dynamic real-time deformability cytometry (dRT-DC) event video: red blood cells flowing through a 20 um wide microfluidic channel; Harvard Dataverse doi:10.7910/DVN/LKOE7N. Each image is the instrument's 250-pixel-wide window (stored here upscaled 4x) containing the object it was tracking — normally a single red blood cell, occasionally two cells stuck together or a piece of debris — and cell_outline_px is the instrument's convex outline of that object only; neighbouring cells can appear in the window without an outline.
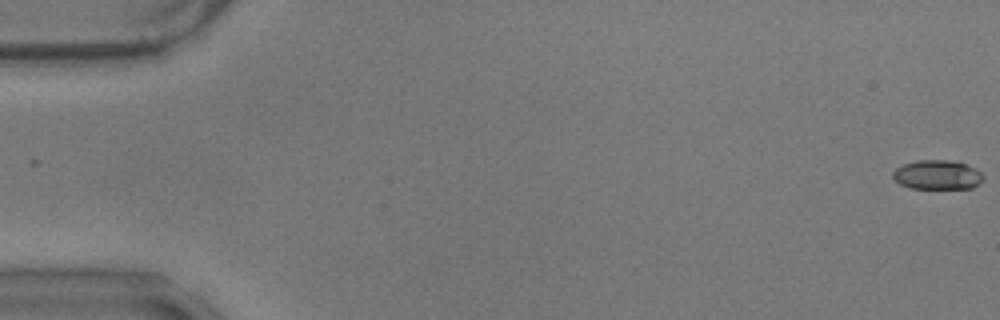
{"species": "common noctule bat (a hibernating species)", "species_latin": "Nyctalus noctula", "temperature_condition": "warm", "stored_images_in_passage": 59, "camera_frame_rate_fps": 3000, "um_per_image_px": 0.085, "animal": {"sex": "male", "body_mass_g": 17.9}, "frame": {"image": 1, "passage_image": 1, "time_ms": 0.0, "image_size_px": [1000, 320], "cell_outline_px": [[984, 176], [972, 188], [908, 188], [900, 184], [892, 176], [892, 172], [896, 168], [904, 164], [916, 160], [948, 160], [964, 164], [976, 168]], "centroid_in_image_um": [79.63, 14.85], "position_along_channel_um": 5.4, "area_um2": 15.26}}
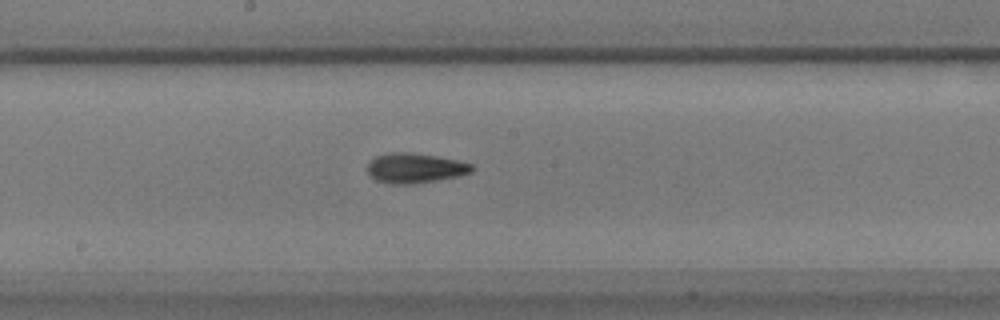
{"frame": {"image": 2, "passage_image": 32, "time_ms": 10.333, "image_size_px": [1000, 320], "cell_outline_px": [[476, 168], [472, 172], [456, 176], [436, 180], [412, 184], [392, 184], [376, 180], [368, 172], [368, 160], [376, 156], [388, 152], [408, 152], [436, 156], [456, 160], [472, 164]], "centroid_in_image_um": [35.26, 14.28], "position_along_channel_um": 212.9, "area_um2": 18.15}}
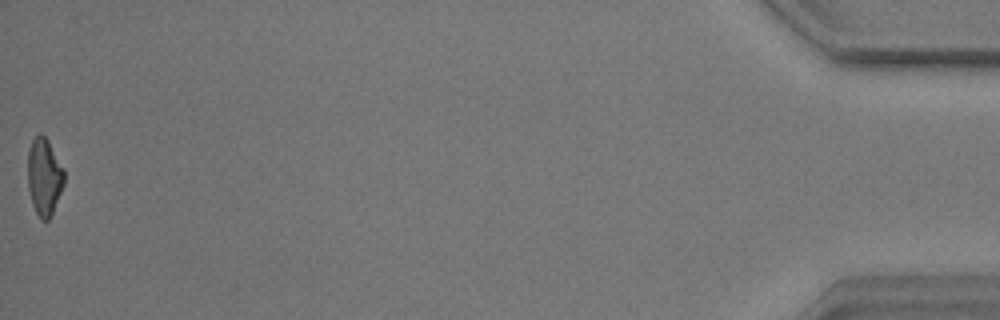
{"frame": {"image": 3, "passage_image": 59, "time_ms": 19.333, "image_size_px": [1000, 320], "cell_outline_px": [[64, 184], [52, 212], [48, 220], [40, 220], [32, 204], [28, 188], [28, 152], [32, 140], [40, 132], [48, 140], [64, 168]], "centroid_in_image_um": [3.75, 15.01], "position_along_channel_um": 431.4, "area_um2": 16.3}, "authors_computed_cell_mechanics": {"area_um2": 16.9354, "velocity_mm_per_s": 3.4987, "shape_relaxation_time_tau1_ms": 3.718, "shape_relaxation_time_tau2_ms": 2.2097, "deformation_change_tau1": 0.156, "deformation_change_tau2": 0.0821}}